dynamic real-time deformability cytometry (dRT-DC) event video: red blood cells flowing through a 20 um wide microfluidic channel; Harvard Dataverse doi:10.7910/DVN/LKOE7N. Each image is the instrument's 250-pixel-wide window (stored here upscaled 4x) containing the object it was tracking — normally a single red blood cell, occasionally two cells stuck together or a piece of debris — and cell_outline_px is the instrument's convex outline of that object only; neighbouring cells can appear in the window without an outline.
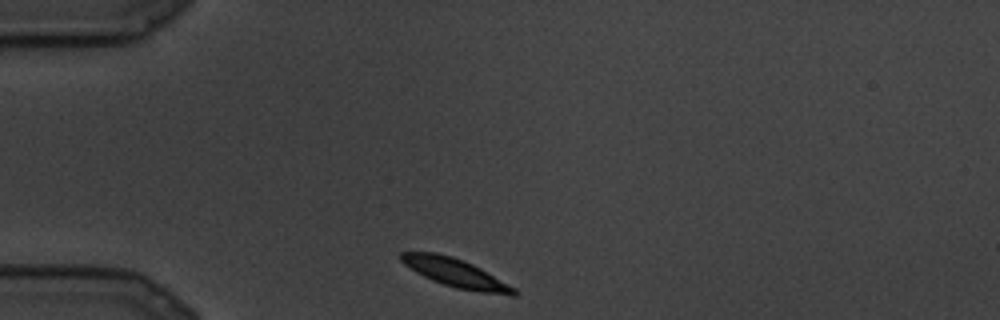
{"species": "common noctule bat (a hibernating species)", "species_latin": "Nyctalus noctula", "temperature_condition": "cold", "stored_images_in_passage": 9, "camera_frame_rate_fps": 3000, "um_per_image_px": 0.085, "animal": {"sex": "male", "body_mass_g": 19.5, "forearm_length_mm": 54.6}, "frame": {"image": 1, "passage_image": 1, "time_ms": 0.0, "image_size_px": [1000, 320], "cell_outline_px": [[520, 292], [516, 296], [512, 296], [480, 292], [456, 288], [432, 280], [416, 272], [404, 264], [400, 260], [400, 252], [436, 252], [452, 256], [464, 260], [480, 268], [516, 288]], "centroid_in_image_um": [38.76, 23.21], "position_along_channel_um": 46.2, "area_um2": 18.79}}
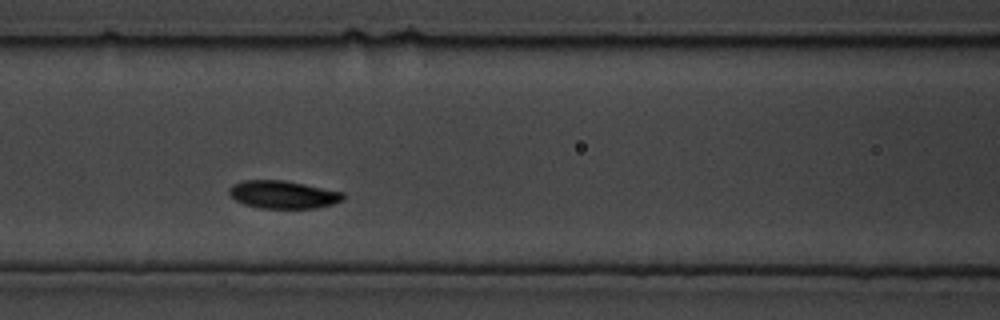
{"frame": {"image": 2, "passage_image": 6, "time_ms": 1.667, "image_size_px": [1000, 320], "cell_outline_px": [[344, 200], [332, 204], [316, 208], [260, 208], [244, 204], [236, 200], [228, 192], [228, 188], [232, 184], [244, 180], [280, 180], [304, 184], [344, 192]], "centroid_in_image_um": [24.06, 16.54], "position_along_channel_um": 142.5, "area_um2": 18.44}}
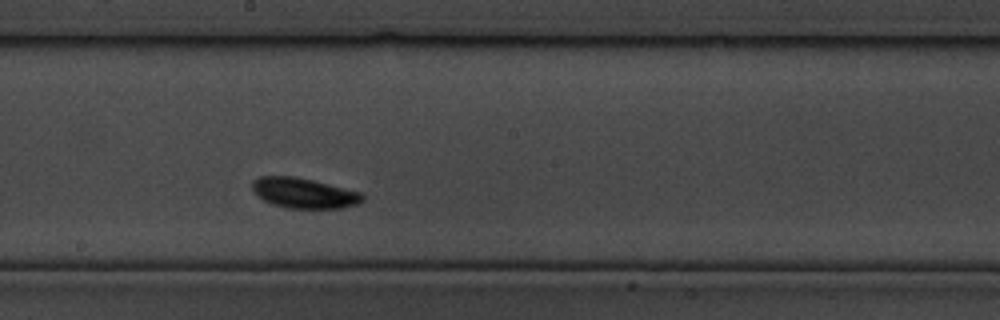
{"frame": {"image": 3, "passage_image": 9, "time_ms": 2.667, "image_size_px": [1000, 320], "cell_outline_px": [[364, 200], [356, 204], [340, 208], [288, 208], [272, 204], [264, 200], [252, 188], [252, 180], [260, 176], [296, 176], [360, 192], [364, 196]], "centroid_in_image_um": [25.82, 16.4], "position_along_channel_um": 222.4, "area_um2": 19.19}}